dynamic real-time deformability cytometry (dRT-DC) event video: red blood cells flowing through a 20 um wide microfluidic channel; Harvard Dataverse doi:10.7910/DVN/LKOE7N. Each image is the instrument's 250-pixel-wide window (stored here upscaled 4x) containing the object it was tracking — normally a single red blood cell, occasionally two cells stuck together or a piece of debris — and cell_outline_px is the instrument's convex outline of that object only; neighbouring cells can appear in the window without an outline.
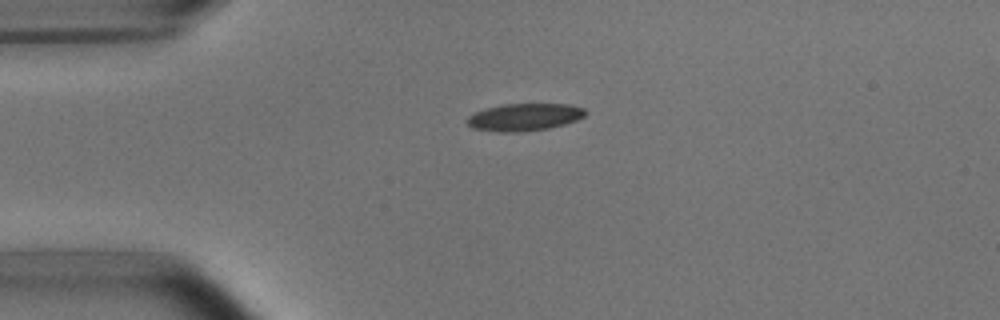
{"species": "common noctule bat (a hibernating species)", "species_latin": "Nyctalus noctula", "temperature_condition": "room temperature", "stored_images_in_passage": 5, "camera_frame_rate_fps": 3000, "um_per_image_px": 0.085, "animal": {"sex": "male", "body_mass_g": 15.6}, "frame": {"image": 1, "passage_image": 1, "time_ms": 0.0, "image_size_px": [1000, 320], "cell_outline_px": [[588, 112], [584, 116], [576, 120], [564, 124], [548, 128], [520, 132], [500, 132], [472, 128], [464, 120], [468, 116], [476, 112], [488, 108], [504, 104], [568, 104], [584, 108]], "centroid_in_image_um": [44.57, 9.95], "position_along_channel_um": 40.4, "area_um2": 18.79}}
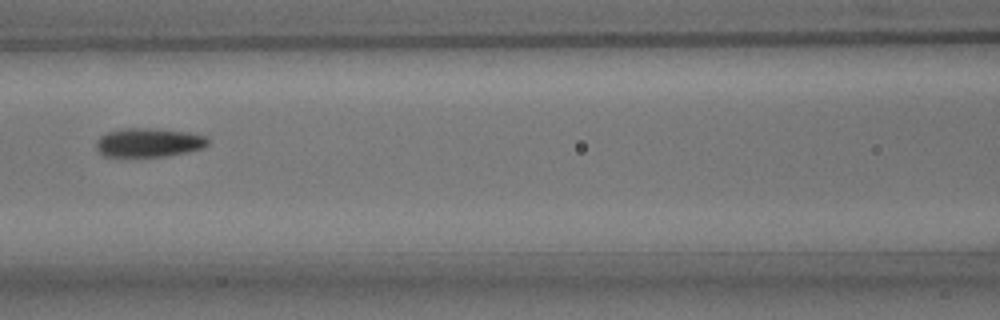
{"frame": {"image": 2, "passage_image": 4, "time_ms": 3.667, "image_size_px": [1000, 320], "cell_outline_px": [[208, 144], [204, 148], [188, 152], [168, 156], [104, 156], [96, 148], [96, 140], [100, 136], [108, 132], [124, 128], [148, 128], [188, 132], [204, 136], [208, 140]], "centroid_in_image_um": [12.64, 12.12], "position_along_channel_um": 154.0, "area_um2": 18.73}}
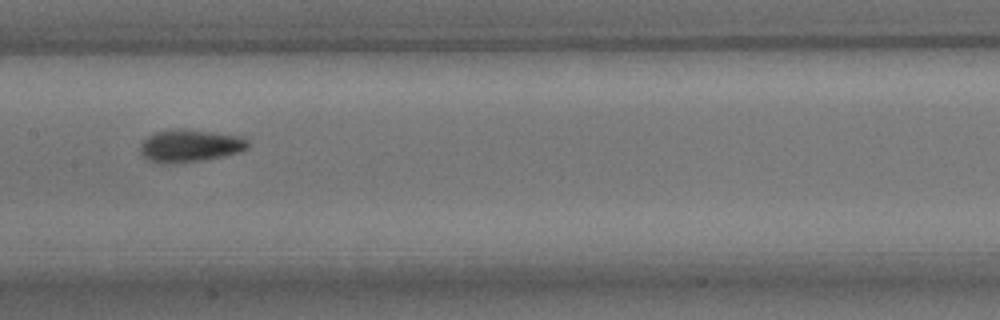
{"frame": {"image": 3, "passage_image": 5, "time_ms": 4.667, "image_size_px": [1000, 320], "cell_outline_px": [[248, 148], [240, 152], [224, 156], [204, 160], [168, 164], [156, 164], [148, 160], [140, 152], [140, 144], [148, 136], [156, 132], [168, 128], [188, 128], [240, 136], [248, 140]], "centroid_in_image_um": [16.12, 12.38], "position_along_channel_um": 191.3, "area_um2": 20.87}}